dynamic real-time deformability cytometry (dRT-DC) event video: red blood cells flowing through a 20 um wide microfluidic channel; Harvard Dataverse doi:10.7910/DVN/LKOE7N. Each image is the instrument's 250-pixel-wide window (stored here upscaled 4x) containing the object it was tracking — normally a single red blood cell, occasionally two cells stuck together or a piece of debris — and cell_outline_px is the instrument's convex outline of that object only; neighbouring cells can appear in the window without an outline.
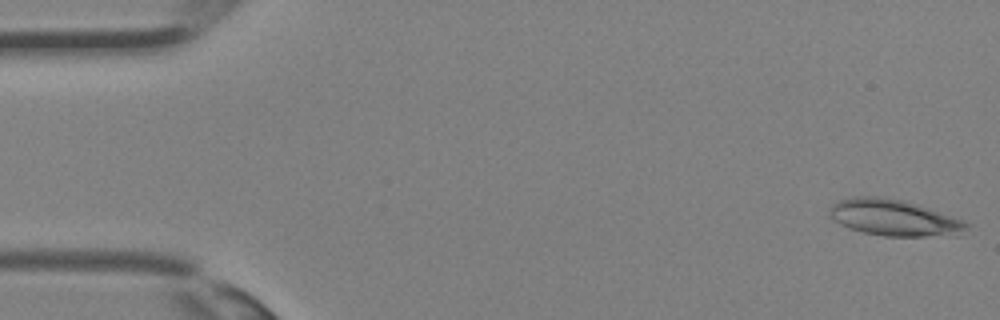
{"species": "Egyptian fruit bat (a non-hibernating species)", "species_latin": "Rousettus aegyptiacus", "temperature_condition": "room temperature", "stored_images_in_passage": 34, "camera_frame_rate_fps": 3000, "um_per_image_px": 0.085, "animal": {"sex": "female"}, "frame": {"image": 1, "passage_image": 1, "time_ms": 0.0, "image_size_px": [1000, 320], "cell_outline_px": [[968, 228], [924, 236], [884, 236], [864, 232], [848, 228], [832, 220], [828, 212], [828, 208], [832, 204], [840, 200], [852, 196], [880, 196], [904, 200], [916, 204], [960, 220], [968, 224]], "centroid_in_image_um": [75.76, 18.46], "position_along_channel_um": 9.2, "area_um2": 27.98}}
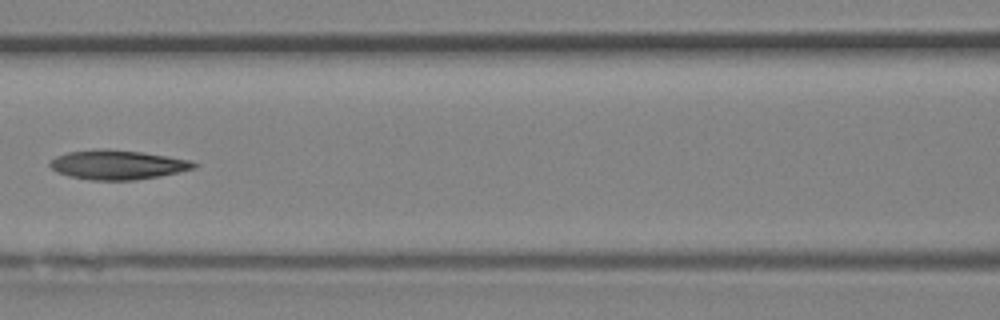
{"frame": {"image": 2, "passage_image": 16, "time_ms": 5.0, "image_size_px": [1000, 320], "cell_outline_px": [[200, 164], [196, 168], [160, 176], [132, 180], [88, 180], [68, 176], [56, 172], [48, 164], [56, 156], [68, 152], [100, 148], [108, 148], [140, 152], [168, 156], [192, 160]], "centroid_in_image_um": [10.01, 14.0], "position_along_channel_um": 156.6, "area_um2": 24.85}}
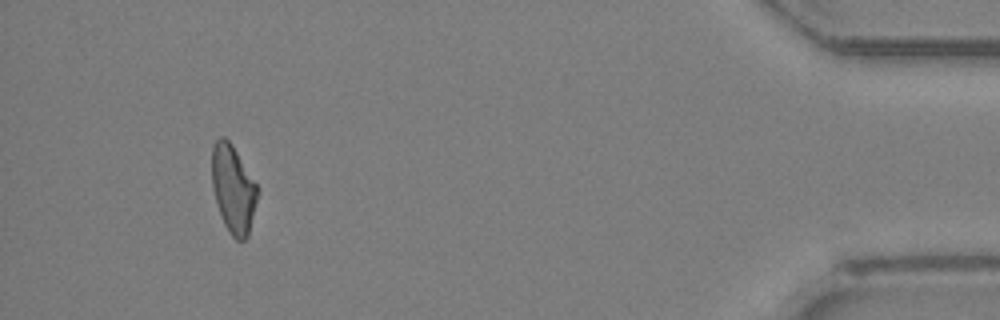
{"frame": {"image": 3, "passage_image": 33, "time_ms": 10.667, "image_size_px": [1000, 320], "cell_outline_px": [[260, 192], [248, 236], [244, 240], [236, 240], [228, 232], [224, 224], [212, 188], [212, 144], [220, 136], [224, 136], [232, 144], [260, 188]], "centroid_in_image_um": [19.85, 16.06], "position_along_channel_um": 415.4, "area_um2": 23.7}}